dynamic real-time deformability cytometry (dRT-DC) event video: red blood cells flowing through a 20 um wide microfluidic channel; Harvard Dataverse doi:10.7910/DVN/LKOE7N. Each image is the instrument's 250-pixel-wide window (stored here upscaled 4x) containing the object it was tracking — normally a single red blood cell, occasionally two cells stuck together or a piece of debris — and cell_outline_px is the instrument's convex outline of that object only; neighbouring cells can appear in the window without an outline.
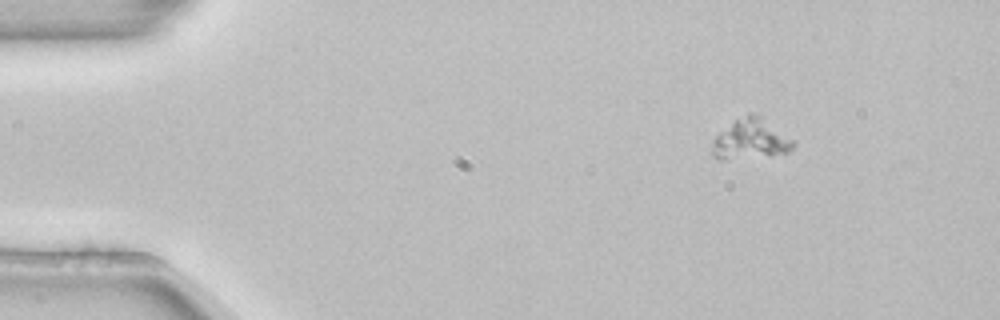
{"species": "common noctule bat (a hibernating species)", "species_latin": "Nyctalus noctula", "temperature_condition": "room temperature", "stored_images_in_passage": 48, "camera_frame_rate_fps": 3000, "um_per_image_px": 0.085, "animal": {"sex": "female", "body_mass_g": 22.7, "forearm_length_mm": 54.2}, "frame": {"image": 1, "passage_image": 1, "time_ms": 0.0, "image_size_px": [1000, 320], "cell_outline_px": [[796, 144], [788, 152], [728, 160], [720, 160], [712, 156], [712, 140], [720, 132], [736, 120], [748, 112], [752, 112], [796, 140]], "centroid_in_image_um": [63.79, 11.85], "position_along_channel_um": 21.2, "area_um2": 18.79}}
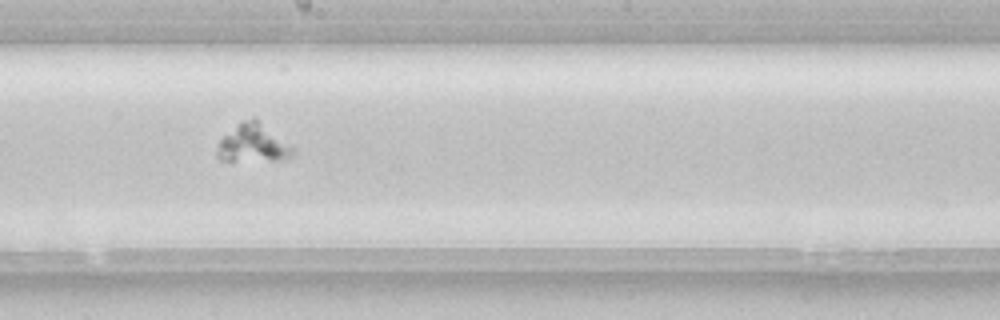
{"frame": {"image": 2, "passage_image": 24, "time_ms": 7.667, "image_size_px": [1000, 320], "cell_outline_px": [[292, 156], [280, 160], [220, 160], [216, 156], [216, 152], [220, 140], [240, 120], [252, 116], [256, 116], [292, 148]], "centroid_in_image_um": [21.46, 12.14], "position_along_channel_um": 226.7, "area_um2": 16.7}}
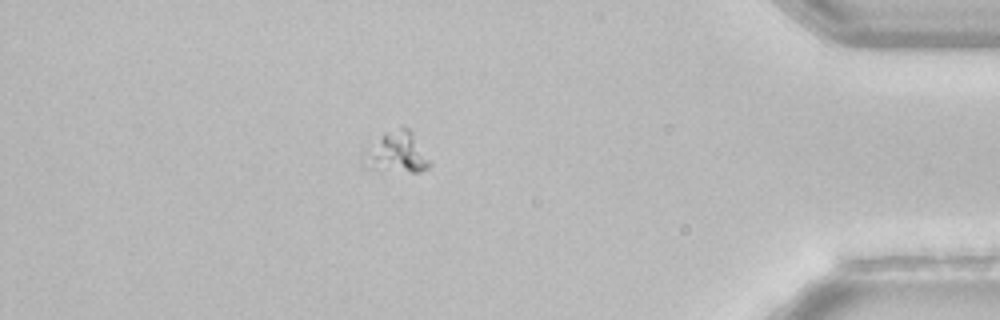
{"frame": {"image": 3, "passage_image": 41, "time_ms": 13.333, "image_size_px": [1000, 320], "cell_outline_px": [[432, 164], [428, 168], [420, 172], [412, 172], [364, 168], [360, 164], [360, 152], [384, 132], [400, 124], [404, 124], [412, 132]], "centroid_in_image_um": [33.62, 12.93], "position_along_channel_um": 401.6, "area_um2": 16.53}}